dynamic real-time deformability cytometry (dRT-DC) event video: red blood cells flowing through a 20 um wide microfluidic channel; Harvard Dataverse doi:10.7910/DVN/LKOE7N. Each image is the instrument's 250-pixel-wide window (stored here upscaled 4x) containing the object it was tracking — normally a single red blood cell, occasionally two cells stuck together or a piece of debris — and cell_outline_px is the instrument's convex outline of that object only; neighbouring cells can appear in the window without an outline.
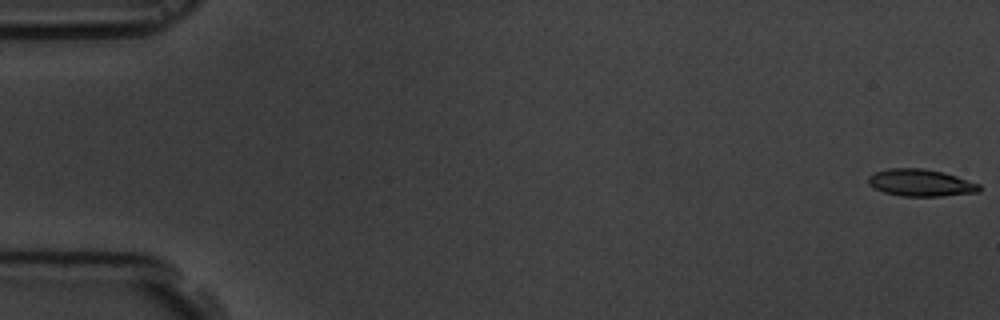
{"species": "common noctule bat (a hibernating species)", "species_latin": "Nyctalus noctula", "temperature_condition": "room temperature", "stored_images_in_passage": 58, "camera_frame_rate_fps": 3000, "um_per_image_px": 0.085, "animal": {"sex": "male", "body_mass_g": 19.5, "forearm_length_mm": 54.6}, "frame": {"image": 1, "passage_image": 1, "time_ms": 0.0, "image_size_px": [1000, 320], "cell_outline_px": [[980, 192], [944, 196], [900, 196], [884, 192], [868, 184], [868, 176], [876, 172], [888, 168], [920, 168], [944, 172], [980, 184]], "centroid_in_image_um": [78.27, 15.54], "position_along_channel_um": 6.7, "area_um2": 17.51}}
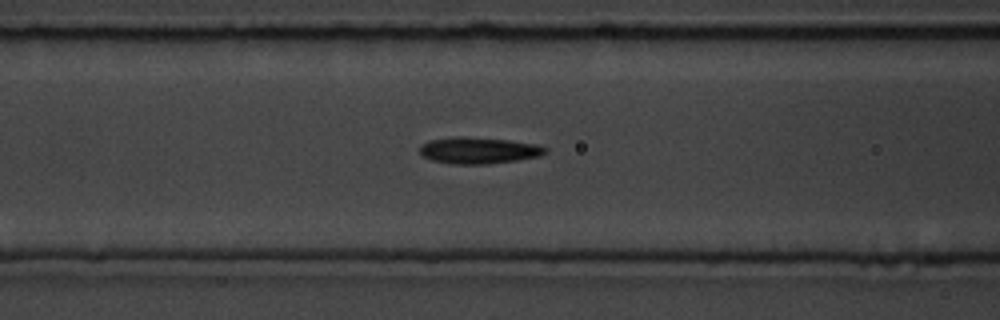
{"frame": {"image": 2, "passage_image": 24, "time_ms": 7.667, "image_size_px": [1000, 320], "cell_outline_px": [[548, 148], [540, 156], [516, 160], [488, 164], [456, 164], [432, 160], [424, 156], [420, 152], [420, 144], [428, 140], [460, 136], [508, 140], [536, 144]], "centroid_in_image_um": [40.66, 12.78], "position_along_channel_um": 125.9, "area_um2": 19.19}}
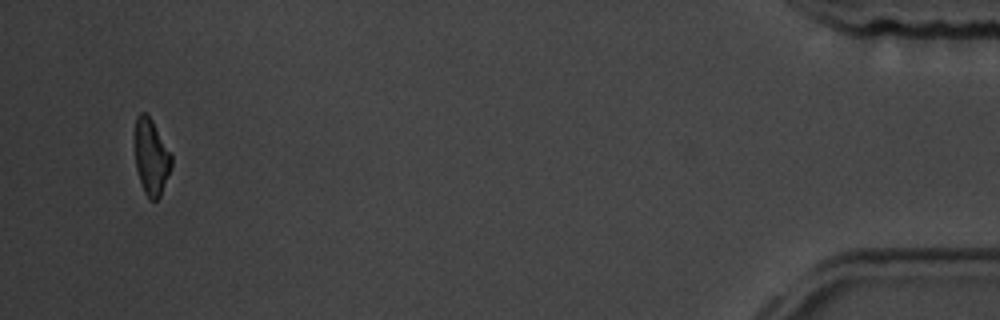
{"frame": {"image": 3, "passage_image": 56, "time_ms": 18.333, "image_size_px": [1000, 320], "cell_outline_px": [[172, 164], [160, 196], [156, 200], [148, 200], [144, 192], [136, 168], [136, 116], [140, 112], [144, 112], [152, 120], [172, 156]], "centroid_in_image_um": [12.86, 13.37], "position_along_channel_um": 422.3, "area_um2": 15.78}, "authors_computed_cell_mechanics": {"area_um2": 18.2648, "velocity_mm_per_s": 3.5416, "shape_relaxation_time_tau1_ms": 5.506, "shape_relaxation_time_tau2_ms": null, "deformation_change_tau1": 0.1563, "deformation_change_tau2": null}}